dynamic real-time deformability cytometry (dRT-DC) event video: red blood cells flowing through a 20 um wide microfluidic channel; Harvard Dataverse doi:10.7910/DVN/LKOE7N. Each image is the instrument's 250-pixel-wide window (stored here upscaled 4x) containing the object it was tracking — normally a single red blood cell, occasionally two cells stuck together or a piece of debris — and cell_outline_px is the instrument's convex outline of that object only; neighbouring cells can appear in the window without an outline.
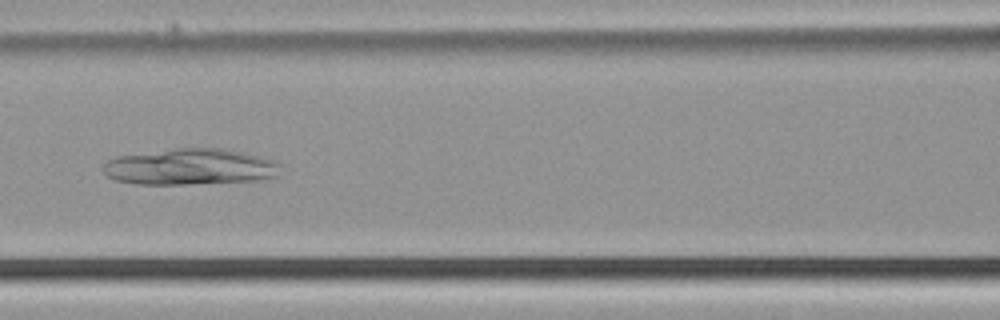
{"species": "common noctule bat (a hibernating species)", "species_latin": "Nyctalus noctula", "temperature_condition": "cold", "stored_images_in_passage": 51, "camera_frame_rate_fps": 3000, "um_per_image_px": 0.085, "animal": {"sex": "male", "body_mass_g": 21.5, "forearm_length_mm": 52.0}, "frame": {"image": 1, "passage_image": 23, "time_ms": 7.333, "image_size_px": [1000, 320], "cell_outline_px": [[280, 164], [276, 176], [260, 180], [188, 184], [136, 184], [116, 180], [108, 176], [104, 172], [104, 164], [108, 160], [116, 156], [176, 148], [224, 148], [244, 152], [272, 160]], "centroid_in_image_um": [16.15, 14.18], "position_along_channel_um": 150.5, "area_um2": 37.28}}
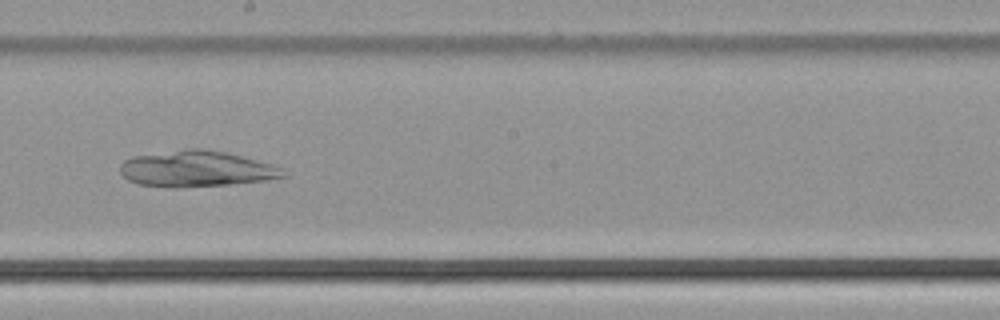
{"frame": {"image": 2, "passage_image": 29, "time_ms": 9.333, "image_size_px": [1000, 320], "cell_outline_px": [[288, 176], [264, 180], [228, 184], [176, 188], [168, 188], [140, 184], [128, 180], [120, 172], [120, 164], [124, 160], [132, 156], [184, 148], [208, 148], [272, 164], [284, 168]], "centroid_in_image_um": [16.67, 14.34], "position_along_channel_um": 231.5, "area_um2": 34.45}}